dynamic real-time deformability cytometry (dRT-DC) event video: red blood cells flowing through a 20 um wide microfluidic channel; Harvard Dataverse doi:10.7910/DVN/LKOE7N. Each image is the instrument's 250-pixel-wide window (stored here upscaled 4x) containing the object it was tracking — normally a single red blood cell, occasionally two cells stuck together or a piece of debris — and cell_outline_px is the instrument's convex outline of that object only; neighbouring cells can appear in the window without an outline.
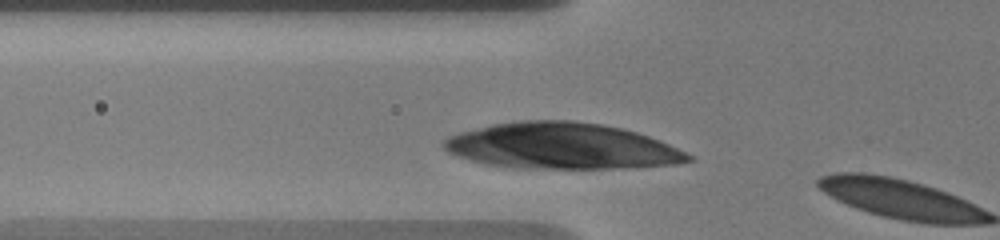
{"species": "human", "species_latin": "Homo sapiens", "temperature_condition": "warm", "stored_images_in_passage": 3, "camera_frame_rate_fps": 3000, "um_per_image_px": 0.085, "donor": {"sex": "male"}, "frame": {"image": 1, "passage_image": 2, "time_ms": 0.333, "image_size_px": [1000, 240], "cell_outline_px": [[692, 160], [676, 164], [620, 168], [512, 168], [484, 164], [468, 160], [448, 152], [440, 144], [448, 136], [460, 132], [492, 124], [520, 120], [572, 120], [600, 124], [624, 128], [648, 136], [668, 144], [692, 156]], "centroid_in_image_um": [47.68, 12.41], "position_along_channel_um": 78.1, "area_um2": 65.66}}